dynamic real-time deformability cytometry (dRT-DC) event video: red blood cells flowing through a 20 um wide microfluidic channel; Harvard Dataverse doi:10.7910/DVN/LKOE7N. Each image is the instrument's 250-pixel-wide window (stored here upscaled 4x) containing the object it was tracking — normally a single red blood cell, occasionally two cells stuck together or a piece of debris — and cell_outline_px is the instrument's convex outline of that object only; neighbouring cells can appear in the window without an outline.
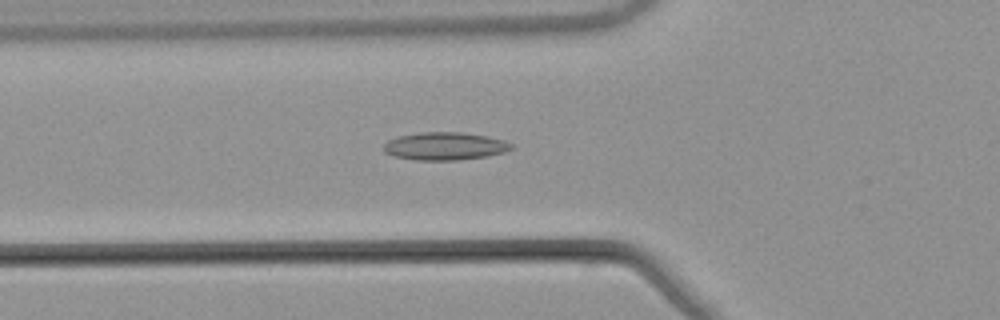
{"species": "common noctule bat (a hibernating species)", "species_latin": "Nyctalus noctula", "temperature_condition": "warm", "stored_images_in_passage": 53, "camera_frame_rate_fps": 3000, "um_per_image_px": 0.085, "animal": {"sex": "male", "body_mass_g": 21.5, "forearm_length_mm": 52.0}, "frame": {"image": 1, "passage_image": 19, "time_ms": 6.0, "image_size_px": [1000, 320], "cell_outline_px": [[512, 148], [504, 152], [488, 156], [456, 160], [416, 160], [392, 156], [384, 152], [384, 144], [388, 140], [396, 136], [420, 132], [460, 132], [488, 136], [504, 140], [512, 144]], "centroid_in_image_um": [37.78, 12.42], "position_along_channel_um": 88.0, "area_um2": 20.81}}
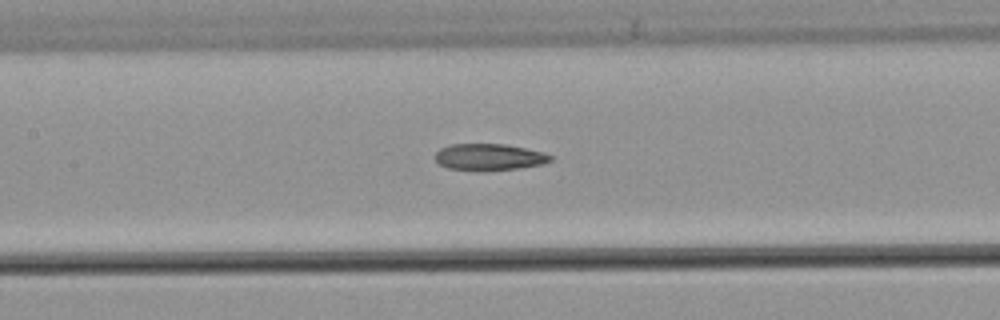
{"frame": {"image": 2, "passage_image": 25, "time_ms": 8.0, "image_size_px": [1000, 320], "cell_outline_px": [[552, 160], [544, 164], [520, 168], [484, 172], [448, 168], [440, 164], [436, 160], [436, 152], [440, 148], [452, 144], [504, 144], [544, 152], [552, 156]], "centroid_in_image_um": [41.6, 13.37], "position_along_channel_um": 165.8, "area_um2": 18.09}}
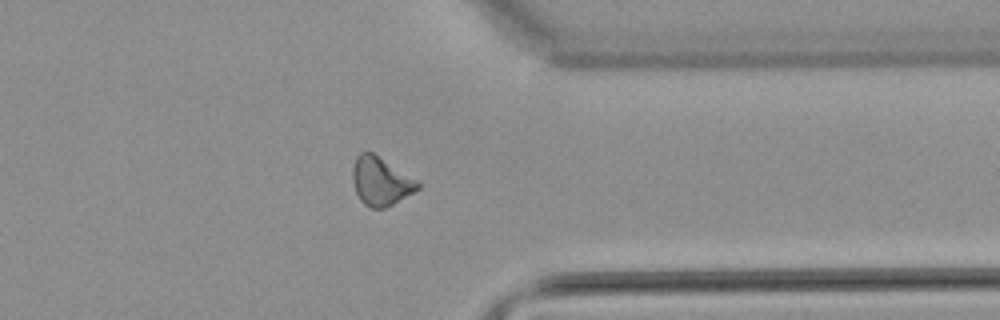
{"frame": {"image": 3, "passage_image": 42, "time_ms": 13.667, "image_size_px": [1000, 320], "cell_outline_px": [[420, 188], [392, 204], [384, 208], [368, 208], [360, 200], [356, 192], [352, 180], [352, 168], [356, 156], [360, 152], [372, 152], [416, 180], [420, 184]], "centroid_in_image_um": [32.31, 15.41], "position_along_channel_um": 379.1, "area_um2": 18.09}, "authors_computed_cell_mechanics": {"area_um2": 18.6694, "velocity_mm_per_s": 3.8664, "shape_relaxation_time_tau1_ms": 10.1238, "shape_relaxation_time_tau2_ms": 6.0328, "deformation_change_tau1": 0.1888, "deformation_change_tau2": 0.1566}}